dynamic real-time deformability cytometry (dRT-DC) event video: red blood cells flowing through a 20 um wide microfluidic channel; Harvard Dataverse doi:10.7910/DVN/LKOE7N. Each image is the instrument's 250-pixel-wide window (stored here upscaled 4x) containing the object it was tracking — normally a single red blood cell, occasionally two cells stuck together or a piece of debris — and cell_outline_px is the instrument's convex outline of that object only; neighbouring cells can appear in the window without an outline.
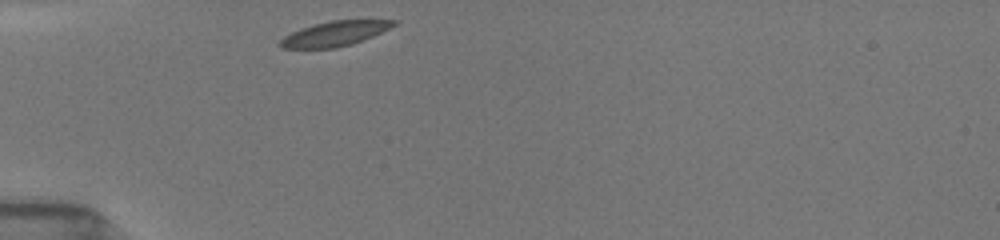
{"species": "common noctule bat (a hibernating species)", "species_latin": "Nyctalus noctula", "temperature_condition": "room temperature", "stored_images_in_passage": 1, "camera_frame_rate_fps": 3000, "um_per_image_px": 0.085, "animal": {"sex": "female", "body_mass_g": 19.5, "forearm_length_mm": 54.1}, "frame": {"image": 1, "passage_image": 1, "time_ms": 0.0, "image_size_px": [1000, 240], "cell_outline_px": [[400, 20], [396, 24], [372, 36], [352, 44], [336, 48], [280, 48], [276, 44], [284, 36], [300, 28], [312, 24], [332, 20]], "centroid_in_image_um": [28.39, 2.86], "position_along_channel_um": 56.6, "area_um2": 16.42}}